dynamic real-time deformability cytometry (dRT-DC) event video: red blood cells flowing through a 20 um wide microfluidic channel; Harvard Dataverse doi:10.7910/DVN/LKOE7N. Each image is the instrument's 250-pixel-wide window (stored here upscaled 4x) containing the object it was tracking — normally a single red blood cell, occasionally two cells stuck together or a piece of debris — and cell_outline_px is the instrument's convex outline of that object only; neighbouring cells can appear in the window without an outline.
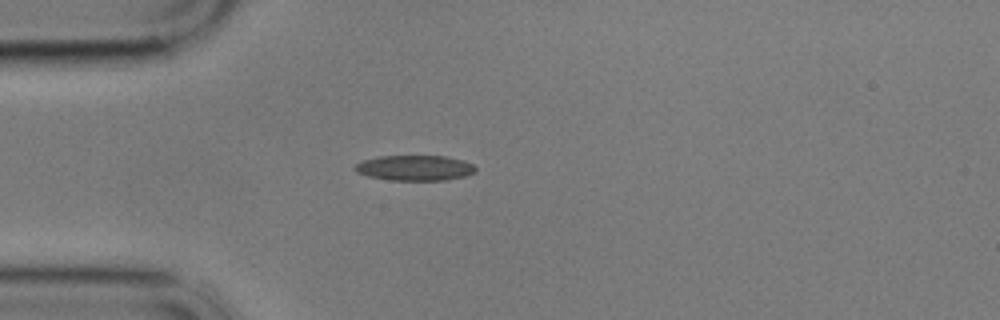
{"species": "common noctule bat (a hibernating species)", "species_latin": "Nyctalus noctula", "temperature_condition": "cold", "stored_images_in_passage": 44, "camera_frame_rate_fps": 3000, "um_per_image_px": 0.085, "animal": {"sex": "male", "body_mass_g": 17.9}, "frame": {"image": 1, "passage_image": 1, "time_ms": 0.0, "image_size_px": [1000, 320], "cell_outline_px": [[476, 172], [464, 176], [444, 180], [392, 180], [368, 176], [356, 172], [352, 168], [356, 164], [364, 160], [380, 156], [444, 156], [464, 160], [472, 164], [476, 168]], "centroid_in_image_um": [35.26, 14.27], "position_along_channel_um": 49.7, "area_um2": 17.74}}
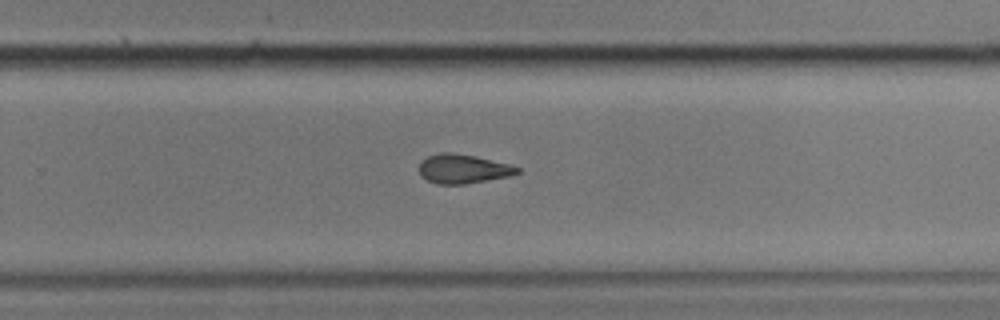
{"frame": {"image": 2, "passage_image": 23, "time_ms": 7.333, "image_size_px": [1000, 320], "cell_outline_px": [[520, 172], [512, 176], [464, 184], [436, 184], [420, 176], [420, 164], [428, 156], [440, 152], [452, 152], [476, 156], [508, 164], [520, 168]], "centroid_in_image_um": [39.37, 14.35], "position_along_channel_um": 290.4, "area_um2": 16.65}}
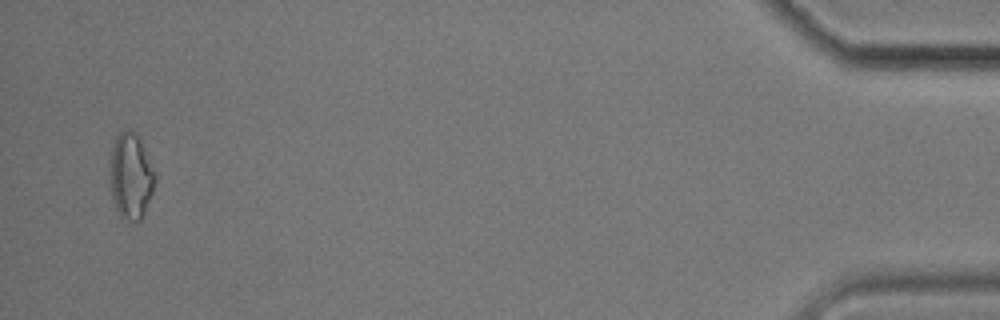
{"frame": {"image": 3, "passage_image": 42, "time_ms": 13.667, "image_size_px": [1000, 320], "cell_outline_px": [[156, 180], [144, 216], [140, 220], [128, 220], [120, 216], [112, 200], [112, 148], [116, 136], [124, 128], [136, 132], [140, 140], [156, 176]], "centroid_in_image_um": [11.15, 14.97], "position_along_channel_um": 424.1, "area_um2": 21.96}, "authors_computed_cell_mechanics": {"area_um2": 17.6868, "velocity_mm_per_s": 3.4202, "shape_relaxation_time_tau1_ms": 4.8599, "shape_relaxation_time_tau2_ms": 3.8941, "deformation_change_tau1": 0.1244, "deformation_change_tau2": 0.1054}}